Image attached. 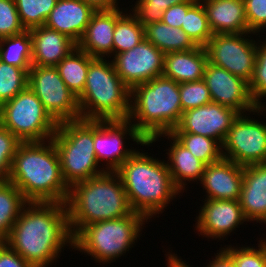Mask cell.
Segmentation results:
<instances>
[{
  "label": "cell",
  "instance_id": "cell-12",
  "mask_svg": "<svg viewBox=\"0 0 266 267\" xmlns=\"http://www.w3.org/2000/svg\"><path fill=\"white\" fill-rule=\"evenodd\" d=\"M222 154L241 166L266 163V123L239 114L222 143Z\"/></svg>",
  "mask_w": 266,
  "mask_h": 267
},
{
  "label": "cell",
  "instance_id": "cell-31",
  "mask_svg": "<svg viewBox=\"0 0 266 267\" xmlns=\"http://www.w3.org/2000/svg\"><path fill=\"white\" fill-rule=\"evenodd\" d=\"M171 134L205 165L217 162L223 158L222 145L213 138L193 133Z\"/></svg>",
  "mask_w": 266,
  "mask_h": 267
},
{
  "label": "cell",
  "instance_id": "cell-5",
  "mask_svg": "<svg viewBox=\"0 0 266 267\" xmlns=\"http://www.w3.org/2000/svg\"><path fill=\"white\" fill-rule=\"evenodd\" d=\"M182 113L179 84L170 78L158 76L131 89L128 119L146 141L170 133Z\"/></svg>",
  "mask_w": 266,
  "mask_h": 267
},
{
  "label": "cell",
  "instance_id": "cell-4",
  "mask_svg": "<svg viewBox=\"0 0 266 267\" xmlns=\"http://www.w3.org/2000/svg\"><path fill=\"white\" fill-rule=\"evenodd\" d=\"M136 150L117 170L133 212L151 219L181 191L174 185L165 160Z\"/></svg>",
  "mask_w": 266,
  "mask_h": 267
},
{
  "label": "cell",
  "instance_id": "cell-22",
  "mask_svg": "<svg viewBox=\"0 0 266 267\" xmlns=\"http://www.w3.org/2000/svg\"><path fill=\"white\" fill-rule=\"evenodd\" d=\"M32 39V65L55 67L77 44L66 35L45 25L29 29Z\"/></svg>",
  "mask_w": 266,
  "mask_h": 267
},
{
  "label": "cell",
  "instance_id": "cell-47",
  "mask_svg": "<svg viewBox=\"0 0 266 267\" xmlns=\"http://www.w3.org/2000/svg\"><path fill=\"white\" fill-rule=\"evenodd\" d=\"M263 243H264V245H265V247H266V239H263V240H261Z\"/></svg>",
  "mask_w": 266,
  "mask_h": 267
},
{
  "label": "cell",
  "instance_id": "cell-36",
  "mask_svg": "<svg viewBox=\"0 0 266 267\" xmlns=\"http://www.w3.org/2000/svg\"><path fill=\"white\" fill-rule=\"evenodd\" d=\"M180 100L183 112L212 102L205 81H192L179 84Z\"/></svg>",
  "mask_w": 266,
  "mask_h": 267
},
{
  "label": "cell",
  "instance_id": "cell-46",
  "mask_svg": "<svg viewBox=\"0 0 266 267\" xmlns=\"http://www.w3.org/2000/svg\"><path fill=\"white\" fill-rule=\"evenodd\" d=\"M166 255L167 259V267H191L190 265H187L182 258L180 259L177 254L171 252H167Z\"/></svg>",
  "mask_w": 266,
  "mask_h": 267
},
{
  "label": "cell",
  "instance_id": "cell-40",
  "mask_svg": "<svg viewBox=\"0 0 266 267\" xmlns=\"http://www.w3.org/2000/svg\"><path fill=\"white\" fill-rule=\"evenodd\" d=\"M26 29L22 25L14 0H0V39L17 35Z\"/></svg>",
  "mask_w": 266,
  "mask_h": 267
},
{
  "label": "cell",
  "instance_id": "cell-44",
  "mask_svg": "<svg viewBox=\"0 0 266 267\" xmlns=\"http://www.w3.org/2000/svg\"><path fill=\"white\" fill-rule=\"evenodd\" d=\"M206 267H236L233 257L222 247Z\"/></svg>",
  "mask_w": 266,
  "mask_h": 267
},
{
  "label": "cell",
  "instance_id": "cell-18",
  "mask_svg": "<svg viewBox=\"0 0 266 267\" xmlns=\"http://www.w3.org/2000/svg\"><path fill=\"white\" fill-rule=\"evenodd\" d=\"M200 183L205 199L239 200L243 184V166L222 158L204 168Z\"/></svg>",
  "mask_w": 266,
  "mask_h": 267
},
{
  "label": "cell",
  "instance_id": "cell-43",
  "mask_svg": "<svg viewBox=\"0 0 266 267\" xmlns=\"http://www.w3.org/2000/svg\"><path fill=\"white\" fill-rule=\"evenodd\" d=\"M0 267H34L5 242H0Z\"/></svg>",
  "mask_w": 266,
  "mask_h": 267
},
{
  "label": "cell",
  "instance_id": "cell-17",
  "mask_svg": "<svg viewBox=\"0 0 266 267\" xmlns=\"http://www.w3.org/2000/svg\"><path fill=\"white\" fill-rule=\"evenodd\" d=\"M196 216L195 230L203 237L226 239L239 225L246 223L239 200L204 199Z\"/></svg>",
  "mask_w": 266,
  "mask_h": 267
},
{
  "label": "cell",
  "instance_id": "cell-32",
  "mask_svg": "<svg viewBox=\"0 0 266 267\" xmlns=\"http://www.w3.org/2000/svg\"><path fill=\"white\" fill-rule=\"evenodd\" d=\"M181 29L197 46L205 47L212 38L213 32L208 22L206 10L200 0L188 10Z\"/></svg>",
  "mask_w": 266,
  "mask_h": 267
},
{
  "label": "cell",
  "instance_id": "cell-19",
  "mask_svg": "<svg viewBox=\"0 0 266 267\" xmlns=\"http://www.w3.org/2000/svg\"><path fill=\"white\" fill-rule=\"evenodd\" d=\"M125 13L120 8L96 11L87 25L77 48L93 58H111L113 55V36L116 22Z\"/></svg>",
  "mask_w": 266,
  "mask_h": 267
},
{
  "label": "cell",
  "instance_id": "cell-6",
  "mask_svg": "<svg viewBox=\"0 0 266 267\" xmlns=\"http://www.w3.org/2000/svg\"><path fill=\"white\" fill-rule=\"evenodd\" d=\"M131 90L112 61L94 58L89 63L83 93L77 98L83 120H122L130 113Z\"/></svg>",
  "mask_w": 266,
  "mask_h": 267
},
{
  "label": "cell",
  "instance_id": "cell-25",
  "mask_svg": "<svg viewBox=\"0 0 266 267\" xmlns=\"http://www.w3.org/2000/svg\"><path fill=\"white\" fill-rule=\"evenodd\" d=\"M207 63L206 49L201 46L188 51L165 53L162 75L178 84L199 81L203 79Z\"/></svg>",
  "mask_w": 266,
  "mask_h": 267
},
{
  "label": "cell",
  "instance_id": "cell-2",
  "mask_svg": "<svg viewBox=\"0 0 266 267\" xmlns=\"http://www.w3.org/2000/svg\"><path fill=\"white\" fill-rule=\"evenodd\" d=\"M28 202L66 203L65 183L57 149L52 141L21 142L7 178Z\"/></svg>",
  "mask_w": 266,
  "mask_h": 267
},
{
  "label": "cell",
  "instance_id": "cell-23",
  "mask_svg": "<svg viewBox=\"0 0 266 267\" xmlns=\"http://www.w3.org/2000/svg\"><path fill=\"white\" fill-rule=\"evenodd\" d=\"M214 34L248 32L244 0H200Z\"/></svg>",
  "mask_w": 266,
  "mask_h": 267
},
{
  "label": "cell",
  "instance_id": "cell-3",
  "mask_svg": "<svg viewBox=\"0 0 266 267\" xmlns=\"http://www.w3.org/2000/svg\"><path fill=\"white\" fill-rule=\"evenodd\" d=\"M66 206L72 237L84 226L119 219L132 212L116 171H105L72 185Z\"/></svg>",
  "mask_w": 266,
  "mask_h": 267
},
{
  "label": "cell",
  "instance_id": "cell-34",
  "mask_svg": "<svg viewBox=\"0 0 266 267\" xmlns=\"http://www.w3.org/2000/svg\"><path fill=\"white\" fill-rule=\"evenodd\" d=\"M20 21L26 30L45 24L57 0H14Z\"/></svg>",
  "mask_w": 266,
  "mask_h": 267
},
{
  "label": "cell",
  "instance_id": "cell-26",
  "mask_svg": "<svg viewBox=\"0 0 266 267\" xmlns=\"http://www.w3.org/2000/svg\"><path fill=\"white\" fill-rule=\"evenodd\" d=\"M145 39L151 42L164 54L169 52L188 51L197 45L180 28L171 27L158 21L144 26Z\"/></svg>",
  "mask_w": 266,
  "mask_h": 267
},
{
  "label": "cell",
  "instance_id": "cell-35",
  "mask_svg": "<svg viewBox=\"0 0 266 267\" xmlns=\"http://www.w3.org/2000/svg\"><path fill=\"white\" fill-rule=\"evenodd\" d=\"M187 1L198 0H136V5H133L131 12L144 27L161 21L164 11L169 7Z\"/></svg>",
  "mask_w": 266,
  "mask_h": 267
},
{
  "label": "cell",
  "instance_id": "cell-39",
  "mask_svg": "<svg viewBox=\"0 0 266 267\" xmlns=\"http://www.w3.org/2000/svg\"><path fill=\"white\" fill-rule=\"evenodd\" d=\"M21 141L0 123V179H7Z\"/></svg>",
  "mask_w": 266,
  "mask_h": 267
},
{
  "label": "cell",
  "instance_id": "cell-20",
  "mask_svg": "<svg viewBox=\"0 0 266 267\" xmlns=\"http://www.w3.org/2000/svg\"><path fill=\"white\" fill-rule=\"evenodd\" d=\"M95 12L82 0H57L44 25L78 44Z\"/></svg>",
  "mask_w": 266,
  "mask_h": 267
},
{
  "label": "cell",
  "instance_id": "cell-24",
  "mask_svg": "<svg viewBox=\"0 0 266 267\" xmlns=\"http://www.w3.org/2000/svg\"><path fill=\"white\" fill-rule=\"evenodd\" d=\"M170 138L168 147V161L166 162L174 185L181 191L185 190L186 181H201L205 164L197 159L185 146H183L171 133H163L154 137L151 142L159 141V138Z\"/></svg>",
  "mask_w": 266,
  "mask_h": 267
},
{
  "label": "cell",
  "instance_id": "cell-28",
  "mask_svg": "<svg viewBox=\"0 0 266 267\" xmlns=\"http://www.w3.org/2000/svg\"><path fill=\"white\" fill-rule=\"evenodd\" d=\"M21 191L7 179H0V242H4L24 206Z\"/></svg>",
  "mask_w": 266,
  "mask_h": 267
},
{
  "label": "cell",
  "instance_id": "cell-38",
  "mask_svg": "<svg viewBox=\"0 0 266 267\" xmlns=\"http://www.w3.org/2000/svg\"><path fill=\"white\" fill-rule=\"evenodd\" d=\"M232 257L236 267H266V247L259 240L257 247H233L227 245L224 248Z\"/></svg>",
  "mask_w": 266,
  "mask_h": 267
},
{
  "label": "cell",
  "instance_id": "cell-9",
  "mask_svg": "<svg viewBox=\"0 0 266 267\" xmlns=\"http://www.w3.org/2000/svg\"><path fill=\"white\" fill-rule=\"evenodd\" d=\"M0 123L21 142L50 140L58 128L29 87L0 106Z\"/></svg>",
  "mask_w": 266,
  "mask_h": 267
},
{
  "label": "cell",
  "instance_id": "cell-42",
  "mask_svg": "<svg viewBox=\"0 0 266 267\" xmlns=\"http://www.w3.org/2000/svg\"><path fill=\"white\" fill-rule=\"evenodd\" d=\"M197 1H187L180 4L173 5L164 11L162 22L168 24L171 27L180 28L184 25L185 16L188 10Z\"/></svg>",
  "mask_w": 266,
  "mask_h": 267
},
{
  "label": "cell",
  "instance_id": "cell-15",
  "mask_svg": "<svg viewBox=\"0 0 266 267\" xmlns=\"http://www.w3.org/2000/svg\"><path fill=\"white\" fill-rule=\"evenodd\" d=\"M112 58L115 71L130 90L163 73L164 53L146 39Z\"/></svg>",
  "mask_w": 266,
  "mask_h": 267
},
{
  "label": "cell",
  "instance_id": "cell-8",
  "mask_svg": "<svg viewBox=\"0 0 266 267\" xmlns=\"http://www.w3.org/2000/svg\"><path fill=\"white\" fill-rule=\"evenodd\" d=\"M52 141L59 155L62 177L69 188L105 172L104 166L98 168L101 166L96 159L94 120L58 123Z\"/></svg>",
  "mask_w": 266,
  "mask_h": 267
},
{
  "label": "cell",
  "instance_id": "cell-13",
  "mask_svg": "<svg viewBox=\"0 0 266 267\" xmlns=\"http://www.w3.org/2000/svg\"><path fill=\"white\" fill-rule=\"evenodd\" d=\"M126 135V136H125ZM130 136L129 138L127 137ZM127 137V138H126ZM141 146H151L136 130L129 119L94 120V149L98 163H107L105 171H116L135 151L124 145L130 139Z\"/></svg>",
  "mask_w": 266,
  "mask_h": 267
},
{
  "label": "cell",
  "instance_id": "cell-27",
  "mask_svg": "<svg viewBox=\"0 0 266 267\" xmlns=\"http://www.w3.org/2000/svg\"><path fill=\"white\" fill-rule=\"evenodd\" d=\"M93 59L86 52L75 48L55 66L65 85L77 98L83 93L89 63Z\"/></svg>",
  "mask_w": 266,
  "mask_h": 267
},
{
  "label": "cell",
  "instance_id": "cell-10",
  "mask_svg": "<svg viewBox=\"0 0 266 267\" xmlns=\"http://www.w3.org/2000/svg\"><path fill=\"white\" fill-rule=\"evenodd\" d=\"M28 87L57 123L81 119L78 99L65 85L56 67L32 65Z\"/></svg>",
  "mask_w": 266,
  "mask_h": 267
},
{
  "label": "cell",
  "instance_id": "cell-41",
  "mask_svg": "<svg viewBox=\"0 0 266 267\" xmlns=\"http://www.w3.org/2000/svg\"><path fill=\"white\" fill-rule=\"evenodd\" d=\"M244 4L248 32L260 35L266 28V0H244Z\"/></svg>",
  "mask_w": 266,
  "mask_h": 267
},
{
  "label": "cell",
  "instance_id": "cell-7",
  "mask_svg": "<svg viewBox=\"0 0 266 267\" xmlns=\"http://www.w3.org/2000/svg\"><path fill=\"white\" fill-rule=\"evenodd\" d=\"M147 221L144 215L132 211L119 219L84 226L73 237L72 249L88 254L100 265L116 262L117 258L124 255L137 242V238L142 234V226Z\"/></svg>",
  "mask_w": 266,
  "mask_h": 267
},
{
  "label": "cell",
  "instance_id": "cell-37",
  "mask_svg": "<svg viewBox=\"0 0 266 267\" xmlns=\"http://www.w3.org/2000/svg\"><path fill=\"white\" fill-rule=\"evenodd\" d=\"M249 91L257 106H266L261 102L263 97H266V41L263 44L258 42L254 74L249 82Z\"/></svg>",
  "mask_w": 266,
  "mask_h": 267
},
{
  "label": "cell",
  "instance_id": "cell-14",
  "mask_svg": "<svg viewBox=\"0 0 266 267\" xmlns=\"http://www.w3.org/2000/svg\"><path fill=\"white\" fill-rule=\"evenodd\" d=\"M203 80L209 89L212 102L234 109L239 114L252 112V115L257 113L262 116L265 113L266 107L257 106L251 98L249 83L226 69L208 62Z\"/></svg>",
  "mask_w": 266,
  "mask_h": 267
},
{
  "label": "cell",
  "instance_id": "cell-11",
  "mask_svg": "<svg viewBox=\"0 0 266 267\" xmlns=\"http://www.w3.org/2000/svg\"><path fill=\"white\" fill-rule=\"evenodd\" d=\"M251 34L258 35L252 32L214 34L205 46L208 62L249 83L254 74L258 45L253 37L249 39Z\"/></svg>",
  "mask_w": 266,
  "mask_h": 267
},
{
  "label": "cell",
  "instance_id": "cell-29",
  "mask_svg": "<svg viewBox=\"0 0 266 267\" xmlns=\"http://www.w3.org/2000/svg\"><path fill=\"white\" fill-rule=\"evenodd\" d=\"M0 60L23 69L32 67V39L29 30L0 39Z\"/></svg>",
  "mask_w": 266,
  "mask_h": 267
},
{
  "label": "cell",
  "instance_id": "cell-33",
  "mask_svg": "<svg viewBox=\"0 0 266 267\" xmlns=\"http://www.w3.org/2000/svg\"><path fill=\"white\" fill-rule=\"evenodd\" d=\"M29 70L0 60V106L28 87Z\"/></svg>",
  "mask_w": 266,
  "mask_h": 267
},
{
  "label": "cell",
  "instance_id": "cell-16",
  "mask_svg": "<svg viewBox=\"0 0 266 267\" xmlns=\"http://www.w3.org/2000/svg\"><path fill=\"white\" fill-rule=\"evenodd\" d=\"M237 111L221 104L206 105L184 111L178 125L170 133H193L217 140L221 145L231 128Z\"/></svg>",
  "mask_w": 266,
  "mask_h": 267
},
{
  "label": "cell",
  "instance_id": "cell-45",
  "mask_svg": "<svg viewBox=\"0 0 266 267\" xmlns=\"http://www.w3.org/2000/svg\"><path fill=\"white\" fill-rule=\"evenodd\" d=\"M96 11L98 10H113L118 9V0H82Z\"/></svg>",
  "mask_w": 266,
  "mask_h": 267
},
{
  "label": "cell",
  "instance_id": "cell-21",
  "mask_svg": "<svg viewBox=\"0 0 266 267\" xmlns=\"http://www.w3.org/2000/svg\"><path fill=\"white\" fill-rule=\"evenodd\" d=\"M239 202L247 222L266 224V163L243 166Z\"/></svg>",
  "mask_w": 266,
  "mask_h": 267
},
{
  "label": "cell",
  "instance_id": "cell-30",
  "mask_svg": "<svg viewBox=\"0 0 266 267\" xmlns=\"http://www.w3.org/2000/svg\"><path fill=\"white\" fill-rule=\"evenodd\" d=\"M113 56L133 49L145 39L144 27L130 12H126L117 22L113 36Z\"/></svg>",
  "mask_w": 266,
  "mask_h": 267
},
{
  "label": "cell",
  "instance_id": "cell-1",
  "mask_svg": "<svg viewBox=\"0 0 266 267\" xmlns=\"http://www.w3.org/2000/svg\"><path fill=\"white\" fill-rule=\"evenodd\" d=\"M4 242L34 267L52 265L73 248L66 203L28 202Z\"/></svg>",
  "mask_w": 266,
  "mask_h": 267
}]
</instances>
